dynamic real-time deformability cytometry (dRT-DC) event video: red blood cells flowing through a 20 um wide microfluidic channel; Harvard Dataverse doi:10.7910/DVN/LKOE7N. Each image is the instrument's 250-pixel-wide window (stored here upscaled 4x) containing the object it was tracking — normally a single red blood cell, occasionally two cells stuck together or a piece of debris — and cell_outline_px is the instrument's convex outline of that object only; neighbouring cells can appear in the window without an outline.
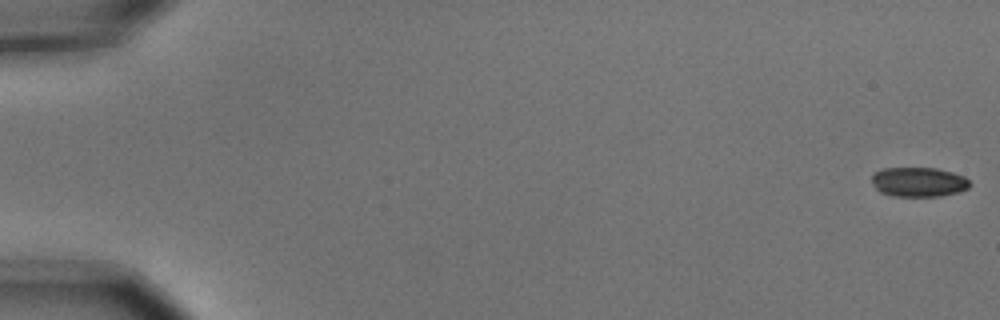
{"species": "common noctule bat (a hibernating species)", "species_latin": "Nyctalus noctula", "temperature_condition": "cold", "stored_images_in_passage": 5, "camera_frame_rate_fps": 3000, "um_per_image_px": 0.085, "animal": {"sex": "male", "body_mass_g": 15.6}, "frame": {"image": 1, "passage_image": 1, "time_ms": 0.0, "image_size_px": [1000, 320], "cell_outline_px": [[972, 184], [968, 188], [956, 192], [940, 196], [892, 196], [880, 192], [872, 184], [872, 172], [884, 168], [936, 168], [952, 172], [964, 176]], "centroid_in_image_um": [78.06, 15.46], "position_along_channel_um": 6.9, "area_um2": 16.94}}
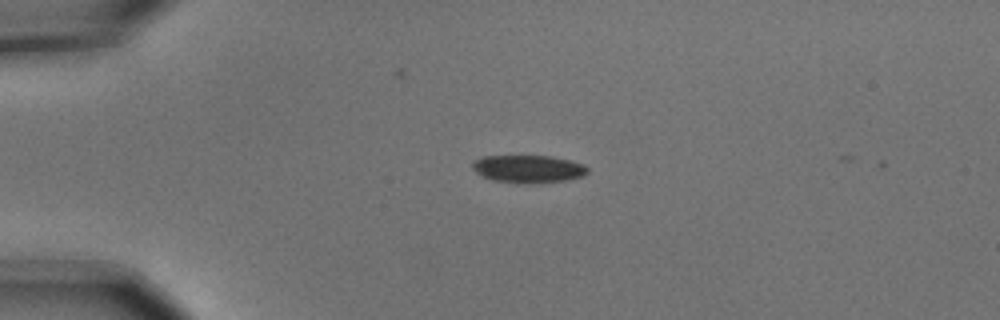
{"frame": {"image": 2, "passage_image": 4, "time_ms": 1.0, "image_size_px": [1000, 320], "cell_outline_px": [[588, 172], [584, 176], [564, 180], [528, 184], [516, 184], [492, 180], [480, 176], [472, 168], [472, 164], [476, 160], [484, 156], [552, 156], [584, 164], [588, 168]], "centroid_in_image_um": [44.89, 14.37], "position_along_channel_um": 40.1, "area_um2": 18.73}}